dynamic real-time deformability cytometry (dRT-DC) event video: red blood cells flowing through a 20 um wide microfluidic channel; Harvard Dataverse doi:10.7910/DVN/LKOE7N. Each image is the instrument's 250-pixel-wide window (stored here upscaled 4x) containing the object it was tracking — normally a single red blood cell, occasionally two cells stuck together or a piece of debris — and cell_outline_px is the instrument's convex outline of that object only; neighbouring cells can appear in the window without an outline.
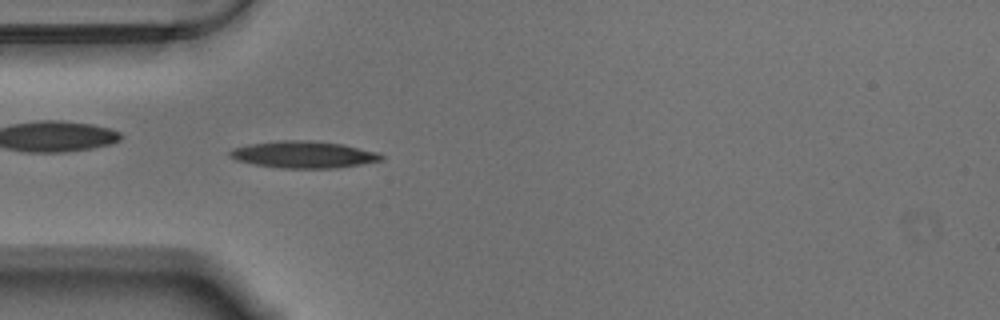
{"species": "Egyptian fruit bat (a non-hibernating species)", "species_latin": "Rousettus aegyptiacus", "temperature_condition": "warm", "stored_images_in_passage": 55, "camera_frame_rate_fps": 3000, "um_per_image_px": 0.085, "animal": {"sex": "male"}, "frame": {"image": 1, "passage_image": 15, "time_ms": 4.667, "image_size_px": [1000, 320], "cell_outline_px": [[384, 160], [336, 168], [280, 168], [256, 164], [236, 160], [228, 156], [228, 152], [232, 148], [248, 144], [280, 140], [308, 140], [344, 144], [380, 152], [384, 156]], "centroid_in_image_um": [25.82, 13.13], "position_along_channel_um": 59.2, "area_um2": 23.93}}
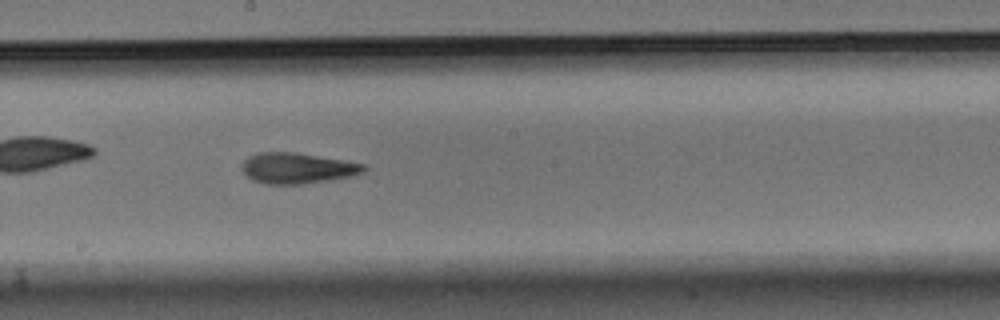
{"frame": {"image": 2, "passage_image": 29, "time_ms": 9.333, "image_size_px": [1000, 320], "cell_outline_px": [[368, 168], [364, 172], [348, 176], [328, 180], [300, 184], [264, 184], [252, 180], [244, 176], [240, 168], [240, 164], [248, 156], [256, 152], [296, 152], [368, 164]], "centroid_in_image_um": [25.21, 14.28], "position_along_channel_um": 223.0, "area_um2": 22.2}}
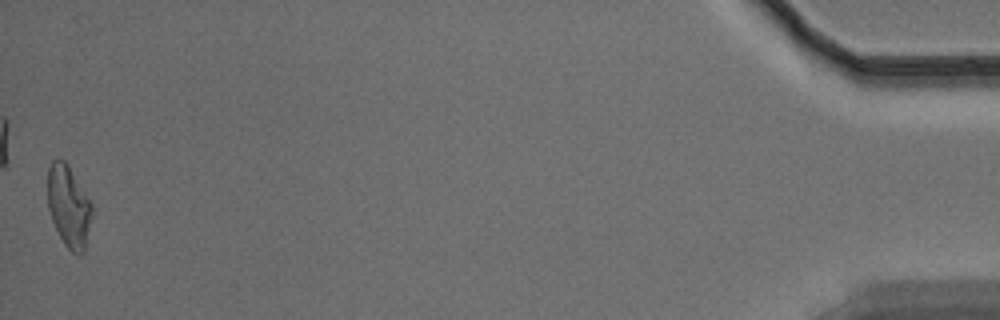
{"frame": {"image": 3, "passage_image": 55, "time_ms": 18.0, "image_size_px": [1000, 320], "cell_outline_px": [[92, 216], [84, 252], [80, 256], [76, 256], [64, 244], [52, 220], [48, 208], [48, 168], [52, 160], [64, 160], [68, 164], [92, 204]], "centroid_in_image_um": [5.85, 17.56], "position_along_channel_um": 429.4, "area_um2": 21.04}, "authors_computed_cell_mechanics": {"area_um2": 21.2704, "velocity_mm_per_s": 3.5258, "shape_relaxation_time_tau1_ms": 7.7515, "shape_relaxation_time_tau2_ms": 2.4595, "deformation_change_tau1": 0.2156, "deformation_change_tau2": 0.1114}}